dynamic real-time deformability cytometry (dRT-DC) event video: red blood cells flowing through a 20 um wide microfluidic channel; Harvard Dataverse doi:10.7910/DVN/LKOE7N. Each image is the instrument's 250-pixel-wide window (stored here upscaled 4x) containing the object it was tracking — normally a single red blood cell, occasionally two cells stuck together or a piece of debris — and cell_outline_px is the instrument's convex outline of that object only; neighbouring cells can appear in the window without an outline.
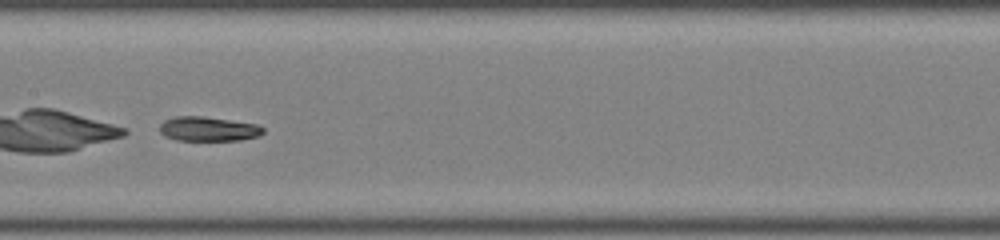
{"species": "common noctule bat (a hibernating species)", "species_latin": "Nyctalus noctula", "temperature_condition": "room temperature", "stored_images_in_passage": 42, "camera_frame_rate_fps": 3000, "um_per_image_px": 0.085, "animal": {"sex": "male", "body_mass_g": 19.0, "forearm_length_mm": 50.8}, "frame": {"image": 1, "passage_image": 19, "time_ms": 6.0, "image_size_px": [1000, 240], "cell_outline_px": [[264, 132], [260, 136], [240, 140], [176, 140], [164, 136], [160, 132], [160, 124], [164, 120], [176, 116], [204, 116], [260, 124], [264, 128]], "centroid_in_image_um": [17.74, 10.95], "position_along_channel_um": 189.7, "area_um2": 14.97}, "authors_computed_cell_mechanics": {"area_um2": 16.3285, "velocity_mm_per_s": 4.0599, "shape_relaxation_time_tau1_ms": 1.4889, "shape_relaxation_time_tau2_ms": null, "deformation_change_tau1": 0.2203, "deformation_change_tau2": null}}